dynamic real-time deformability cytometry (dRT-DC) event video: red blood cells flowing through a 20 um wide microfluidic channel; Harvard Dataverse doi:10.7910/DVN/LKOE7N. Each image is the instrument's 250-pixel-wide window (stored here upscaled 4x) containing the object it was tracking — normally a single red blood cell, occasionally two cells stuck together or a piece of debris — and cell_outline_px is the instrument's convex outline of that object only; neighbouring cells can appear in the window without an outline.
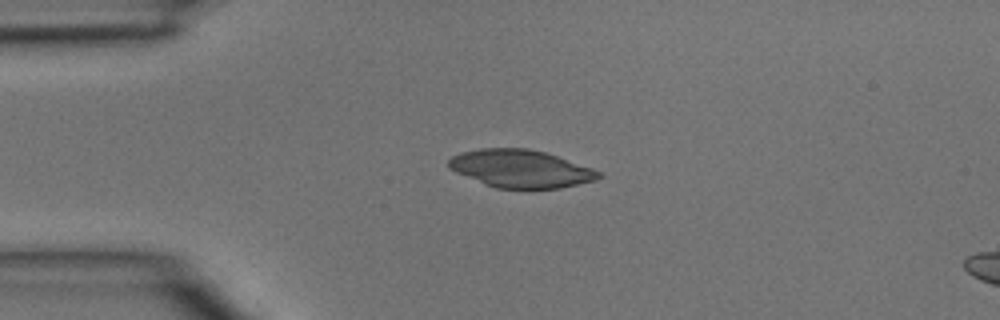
{"species": "common noctule bat (a hibernating species)", "species_latin": "Nyctalus noctula", "temperature_condition": "room temperature", "stored_images_in_passage": 3, "camera_frame_rate_fps": 3000, "um_per_image_px": 0.085, "animal": {"sex": "male", "body_mass_g": 15.6}, "frame": {"image": 1, "passage_image": 1, "time_ms": 0.0, "image_size_px": [1000, 320], "cell_outline_px": [[604, 176], [596, 180], [560, 188], [496, 188], [484, 184], [456, 172], [448, 168], [448, 160], [452, 156], [460, 152], [480, 148], [528, 148], [544, 152], [592, 168], [600, 172]], "centroid_in_image_um": [44.24, 14.33], "position_along_channel_um": 40.8, "area_um2": 32.89}}